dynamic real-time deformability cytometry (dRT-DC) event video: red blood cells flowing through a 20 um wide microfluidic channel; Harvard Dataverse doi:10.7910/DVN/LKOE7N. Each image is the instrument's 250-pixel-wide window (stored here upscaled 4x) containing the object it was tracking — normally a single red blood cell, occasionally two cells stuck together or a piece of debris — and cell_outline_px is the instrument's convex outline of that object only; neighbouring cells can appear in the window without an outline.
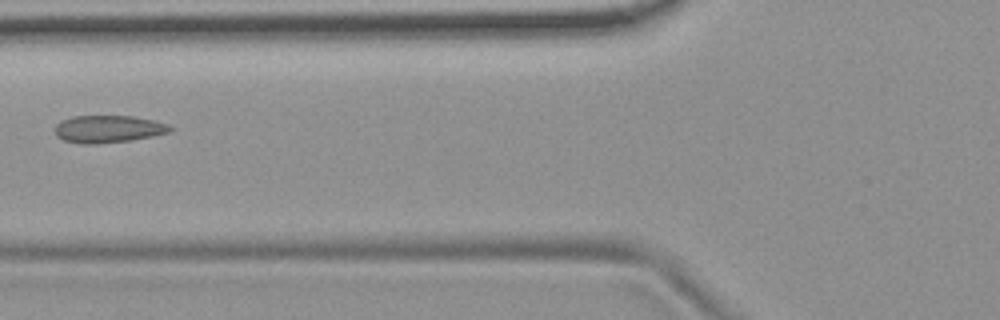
{"species": "common noctule bat (a hibernating species)", "species_latin": "Nyctalus noctula", "temperature_condition": "room temperature", "stored_images_in_passage": 3, "camera_frame_rate_fps": 3000, "um_per_image_px": 0.085, "animal": {"sex": "female", "body_mass_g": 19.9}, "frame": {"image": 1, "passage_image": 3, "time_ms": 0.667, "image_size_px": [1000, 320], "cell_outline_px": [[172, 128], [168, 132], [152, 136], [128, 140], [96, 144], [80, 144], [64, 140], [56, 136], [56, 124], [60, 120], [72, 116], [132, 116], [152, 120], [168, 124]], "centroid_in_image_um": [9.15, 10.96], "position_along_channel_um": 116.7, "area_um2": 18.21}}